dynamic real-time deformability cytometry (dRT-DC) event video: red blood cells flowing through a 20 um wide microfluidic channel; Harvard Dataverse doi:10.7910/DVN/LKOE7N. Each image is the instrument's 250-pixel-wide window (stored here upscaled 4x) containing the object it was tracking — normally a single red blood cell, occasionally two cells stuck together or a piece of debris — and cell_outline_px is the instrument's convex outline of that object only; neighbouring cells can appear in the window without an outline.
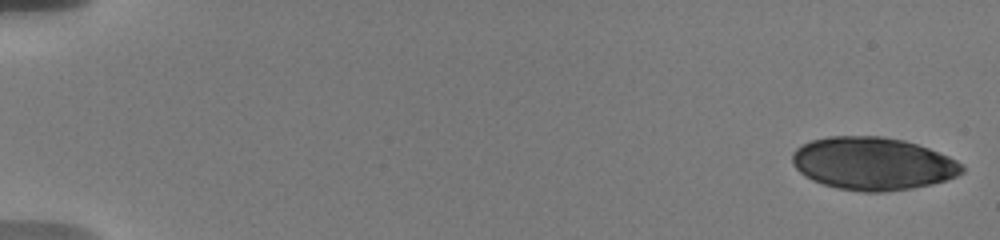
{"species": "human", "species_latin": "Homo sapiens", "temperature_condition": "warm", "stored_images_in_passage": 15, "segment_of_instrument_passage": [1, 2], "camera_frame_rate_fps": 3000, "um_per_image_px": 0.085, "donor": {"sex": "male"}, "frame": {"image": 1, "passage_image": 1, "time_ms": 0.0, "image_size_px": [1000, 240], "cell_outline_px": [[964, 172], [956, 176], [932, 184], [912, 188], [884, 192], [864, 192], [836, 188], [812, 180], [804, 176], [792, 164], [792, 152], [796, 148], [812, 140], [828, 136], [884, 136], [904, 140], [928, 148], [948, 156], [964, 164]], "centroid_in_image_um": [74.18, 13.9], "position_along_channel_um": 10.8, "area_um2": 52.37}}
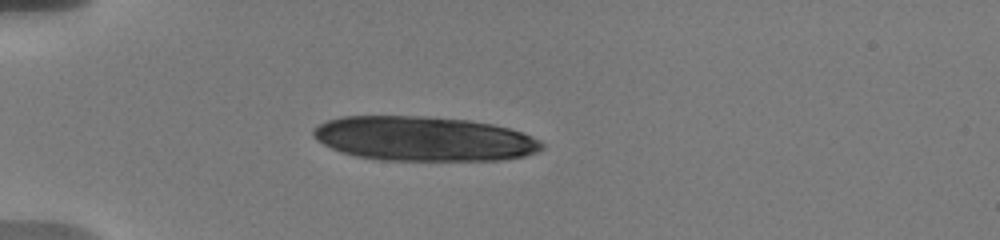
{"frame": {"image": 2, "passage_image": 10, "time_ms": 5.0, "image_size_px": [1000, 240], "cell_outline_px": [[544, 148], [536, 152], [524, 156], [504, 160], [380, 160], [356, 156], [340, 152], [316, 140], [312, 136], [312, 128], [328, 120], [340, 116], [424, 116], [468, 120], [492, 124], [524, 132], [540, 140], [544, 144]], "centroid_in_image_um": [36.02, 11.79], "position_along_channel_um": 49.0, "area_um2": 59.65}}